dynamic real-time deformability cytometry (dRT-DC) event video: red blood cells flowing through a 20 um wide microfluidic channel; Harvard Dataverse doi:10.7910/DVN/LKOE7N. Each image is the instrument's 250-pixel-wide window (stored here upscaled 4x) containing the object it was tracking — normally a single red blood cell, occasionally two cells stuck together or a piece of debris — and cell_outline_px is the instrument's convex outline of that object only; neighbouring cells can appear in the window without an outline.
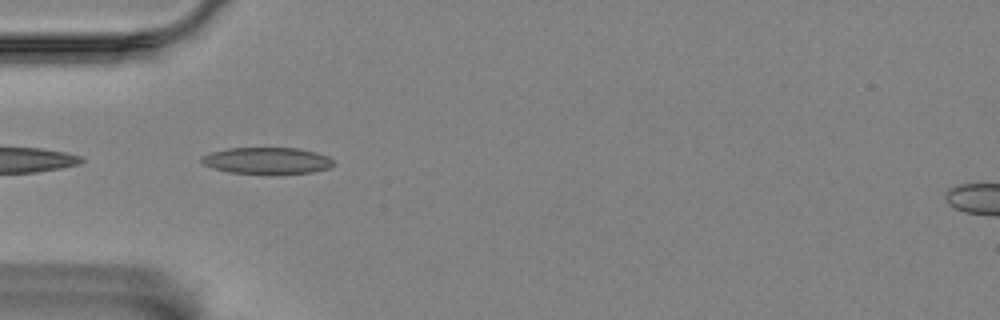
{"species": "Egyptian fruit bat (a non-hibernating species)", "species_latin": "Rousettus aegyptiacus", "temperature_condition": "room temperature", "stored_images_in_passage": 27, "camera_frame_rate_fps": 3000, "um_per_image_px": 0.085, "animal": {"sex": "female"}, "frame": {"image": 1, "passage_image": 1, "time_ms": 0.0, "image_size_px": [1000, 320], "cell_outline_px": [[336, 164], [328, 168], [312, 172], [228, 172], [212, 168], [200, 164], [200, 160], [204, 156], [212, 152], [228, 148], [296, 148], [316, 152], [328, 156]], "centroid_in_image_um": [22.68, 13.63], "position_along_channel_um": 62.3, "area_um2": 19.88}}
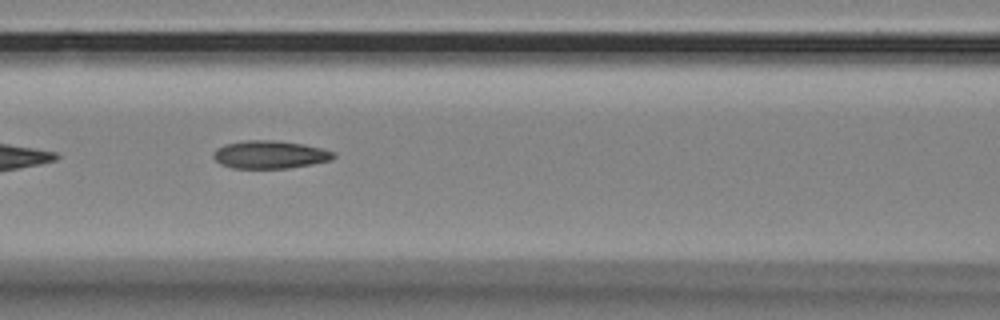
{"frame": {"image": 2, "passage_image": 8, "time_ms": 2.333, "image_size_px": [1000, 320], "cell_outline_px": [[336, 156], [332, 160], [312, 164], [288, 168], [232, 168], [220, 164], [212, 156], [212, 152], [216, 148], [224, 144], [244, 140], [276, 140], [300, 144], [320, 148], [332, 152]], "centroid_in_image_um": [22.88, 13.14], "position_along_channel_um": 143.7, "area_um2": 19.54}}